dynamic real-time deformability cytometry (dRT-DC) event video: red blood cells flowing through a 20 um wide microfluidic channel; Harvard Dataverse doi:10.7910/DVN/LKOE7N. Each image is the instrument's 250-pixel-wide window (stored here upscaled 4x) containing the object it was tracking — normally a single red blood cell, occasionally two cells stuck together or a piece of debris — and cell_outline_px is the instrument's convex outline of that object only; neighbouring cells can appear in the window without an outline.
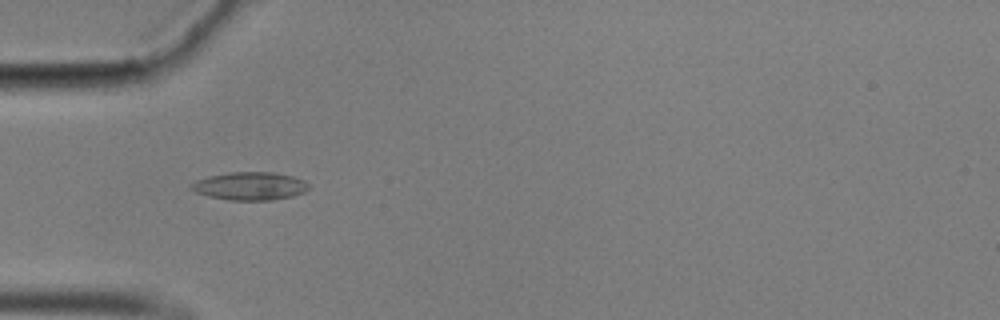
{"species": "common noctule bat (a hibernating species)", "species_latin": "Nyctalus noctula", "temperature_condition": "cold", "stored_images_in_passage": 54, "camera_frame_rate_fps": 3000, "um_per_image_px": 0.085, "animal": {"sex": "male", "body_mass_g": 17.9}, "frame": {"image": 1, "passage_image": 15, "time_ms": 4.667, "image_size_px": [1000, 320], "cell_outline_px": [[308, 188], [304, 192], [292, 196], [272, 200], [228, 200], [208, 196], [196, 192], [188, 188], [196, 180], [208, 176], [228, 172], [276, 172], [292, 176], [304, 180], [308, 184]], "centroid_in_image_um": [21.23, 15.81], "position_along_channel_um": 63.8, "area_um2": 19.25}}
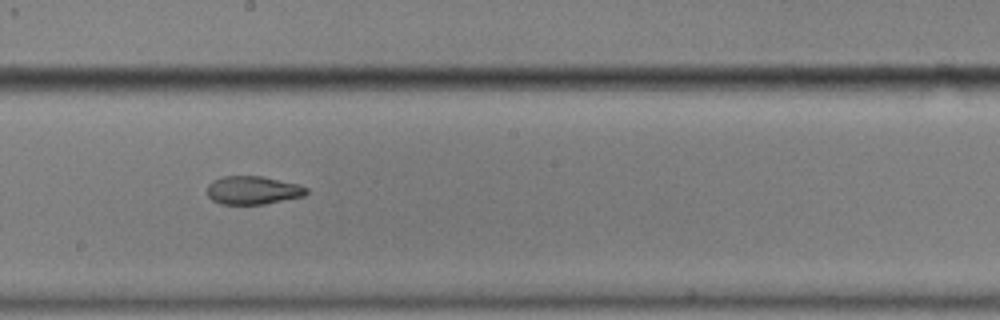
{"frame": {"image": 2, "passage_image": 29, "time_ms": 9.333, "image_size_px": [1000, 320], "cell_outline_px": [[308, 192], [304, 196], [264, 204], [220, 204], [212, 200], [208, 196], [208, 184], [212, 180], [224, 176], [260, 176], [300, 184], [308, 188]], "centroid_in_image_um": [21.5, 16.17], "position_along_channel_um": 226.7, "area_um2": 16.42}}
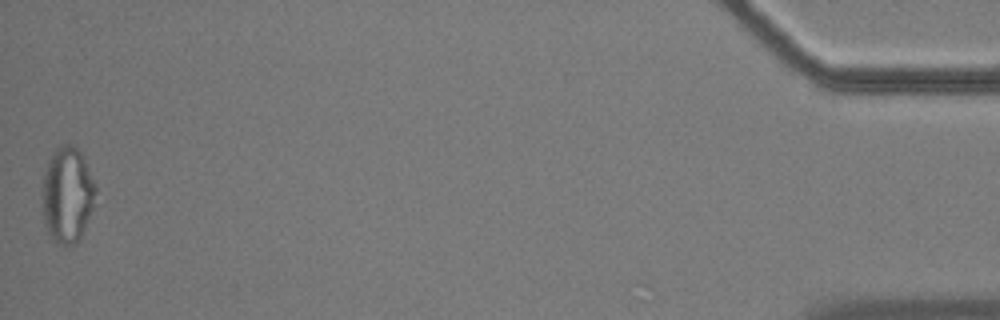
{"frame": {"image": 3, "passage_image": 54, "time_ms": 17.667, "image_size_px": [1000, 320], "cell_outline_px": [[96, 192], [92, 208], [80, 240], [76, 244], [56, 244], [52, 240], [48, 232], [44, 216], [44, 172], [48, 160], [56, 148], [60, 144], [72, 144], [84, 156], [96, 188]], "centroid_in_image_um": [5.74, 16.55], "position_along_channel_um": 429.5, "area_um2": 29.42}, "authors_computed_cell_mechanics": {"area_um2": 17.8602, "velocity_mm_per_s": 3.505, "shape_relaxation_time_tau1_ms": null, "shape_relaxation_time_tau2_ms": 5.6245, "deformation_change_tau1": null, "deformation_change_tau2": 0.1518}}